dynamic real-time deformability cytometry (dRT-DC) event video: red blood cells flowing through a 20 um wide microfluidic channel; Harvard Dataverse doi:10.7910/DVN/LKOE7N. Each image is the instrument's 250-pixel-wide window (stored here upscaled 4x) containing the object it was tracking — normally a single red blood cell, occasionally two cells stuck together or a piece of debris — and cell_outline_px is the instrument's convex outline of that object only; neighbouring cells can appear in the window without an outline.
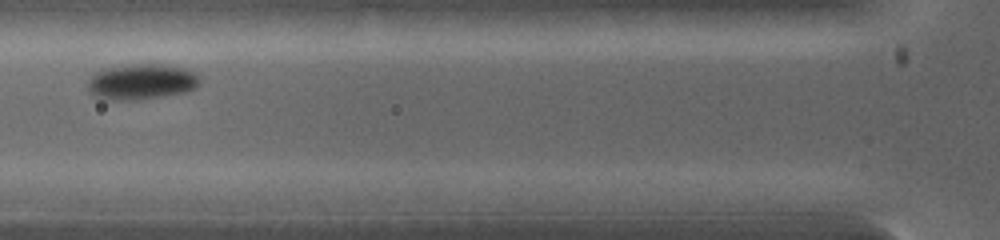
{"species": "common noctule bat (a hibernating species)", "species_latin": "Nyctalus noctula", "temperature_condition": "warm", "stored_images_in_passage": 3, "camera_frame_rate_fps": 5000, "um_per_image_px": 0.085, "animal": {"sex": "female", "body_mass_g": 19.0, "forearm_length_mm": 53.3}, "frame": {"image": 1, "passage_image": 3, "time_ms": 2.4, "image_size_px": [1000, 240], "cell_outline_px": [[200, 84], [196, 88], [188, 92], [140, 100], [104, 100], [92, 96], [88, 92], [88, 80], [96, 72], [104, 68], [132, 64], [160, 64], [180, 68], [192, 72], [200, 80]], "centroid_in_image_um": [11.97, 6.98], "position_along_channel_um": 113.8, "area_um2": 23.47}}